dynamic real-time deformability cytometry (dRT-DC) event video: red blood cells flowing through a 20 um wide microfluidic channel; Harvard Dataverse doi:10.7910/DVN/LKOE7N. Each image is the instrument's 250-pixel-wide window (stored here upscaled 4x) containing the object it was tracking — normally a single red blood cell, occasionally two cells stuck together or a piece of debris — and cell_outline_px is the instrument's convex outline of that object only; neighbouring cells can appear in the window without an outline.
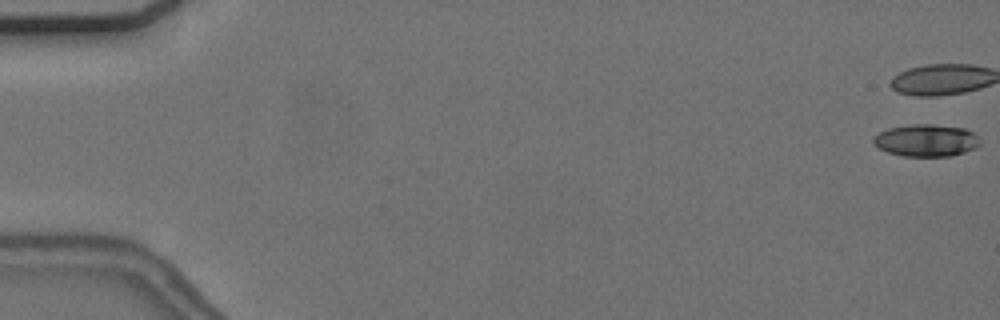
{"species": "common noctule bat (a hibernating species)", "species_latin": "Nyctalus noctula", "temperature_condition": "cold", "stored_images_in_passage": 11, "camera_frame_rate_fps": 3000, "um_per_image_px": 0.085, "animal": {"sex": "female", "body_mass_g": 24.6, "forearm_length_mm": 56.2}, "frame": {"image": 1, "passage_image": 1, "time_ms": 0.0, "image_size_px": [1000, 320], "cell_outline_px": [[980, 144], [976, 148], [964, 152], [948, 156], [904, 156], [888, 152], [880, 148], [872, 140], [872, 136], [888, 128], [912, 124], [932, 124], [964, 128], [972, 132], [976, 136]], "centroid_in_image_um": [78.71, 11.93], "position_along_channel_um": 6.3, "area_um2": 19.83}}